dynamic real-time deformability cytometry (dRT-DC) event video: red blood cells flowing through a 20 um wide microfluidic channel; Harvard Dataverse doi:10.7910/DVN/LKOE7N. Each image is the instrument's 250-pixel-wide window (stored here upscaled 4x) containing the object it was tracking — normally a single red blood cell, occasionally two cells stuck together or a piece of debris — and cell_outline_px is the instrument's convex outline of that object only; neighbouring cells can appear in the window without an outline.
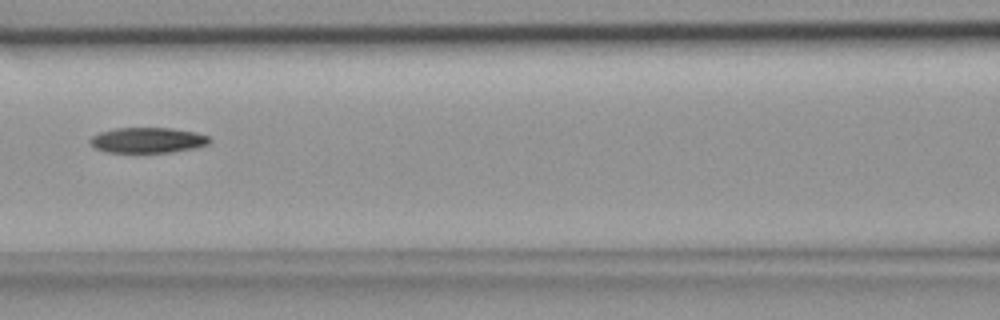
{"species": "common noctule bat (a hibernating species)", "species_latin": "Nyctalus noctula", "temperature_condition": "room temperature", "stored_images_in_passage": 3, "camera_frame_rate_fps": 3000, "um_per_image_px": 0.085, "animal": {"sex": "female", "body_mass_g": 18.4}, "frame": {"image": 1, "passage_image": 3, "time_ms": 0.667, "image_size_px": [1000, 320], "cell_outline_px": [[212, 140], [208, 144], [196, 148], [172, 152], [108, 152], [96, 148], [88, 144], [88, 140], [92, 136], [100, 132], [116, 128], [168, 128], [196, 132], [208, 136]], "centroid_in_image_um": [12.55, 11.92], "position_along_channel_um": 154.1, "area_um2": 17.74}}